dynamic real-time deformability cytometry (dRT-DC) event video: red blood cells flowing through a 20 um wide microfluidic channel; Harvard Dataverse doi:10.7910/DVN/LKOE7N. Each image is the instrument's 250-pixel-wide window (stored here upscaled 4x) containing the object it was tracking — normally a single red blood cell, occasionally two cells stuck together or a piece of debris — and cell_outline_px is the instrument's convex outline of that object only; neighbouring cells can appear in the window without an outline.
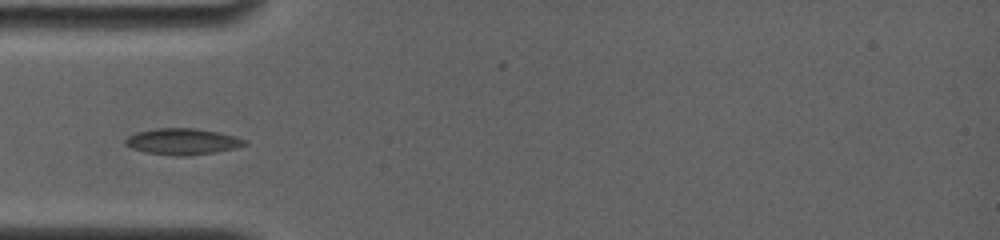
{"species": "common noctule bat (a hibernating species)", "species_latin": "Nyctalus noctula", "temperature_condition": "room temperature", "stored_images_in_passage": 9, "camera_frame_rate_fps": 4000, "um_per_image_px": 0.085, "animal": {"sex": "female", "body_mass_g": 19.0, "forearm_length_mm": 56.7}, "frame": {"image": 1, "passage_image": 1, "time_ms": 0.0, "image_size_px": [1000, 240], "cell_outline_px": [[248, 144], [236, 148], [216, 152], [188, 156], [176, 156], [144, 152], [132, 148], [124, 144], [124, 140], [128, 136], [136, 132], [156, 128], [196, 128], [236, 136], [248, 140]], "centroid_in_image_um": [15.52, 12.03], "position_along_channel_um": 69.5, "area_um2": 18.44}}
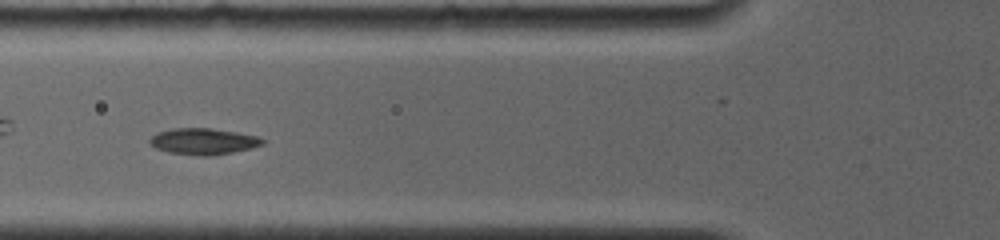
{"frame": {"image": 2, "passage_image": 8, "time_ms": 1.0, "image_size_px": [1000, 240], "cell_outline_px": [[264, 144], [232, 152], [212, 156], [196, 156], [168, 152], [156, 148], [148, 140], [156, 132], [172, 128], [212, 128], [236, 132], [256, 136], [264, 140]], "centroid_in_image_um": [17.24, 12.01], "position_along_channel_um": 108.6, "area_um2": 17.22}}